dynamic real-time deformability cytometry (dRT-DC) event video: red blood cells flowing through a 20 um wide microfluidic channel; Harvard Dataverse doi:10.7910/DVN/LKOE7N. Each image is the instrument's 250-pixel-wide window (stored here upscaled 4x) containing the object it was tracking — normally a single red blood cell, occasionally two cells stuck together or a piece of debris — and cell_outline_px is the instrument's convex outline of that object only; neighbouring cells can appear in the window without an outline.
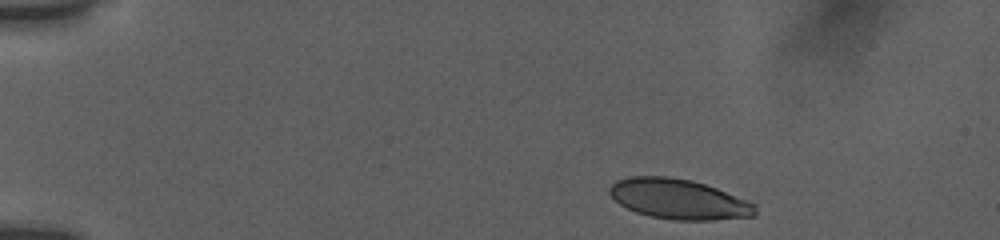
{"species": "human", "species_latin": "Homo sapiens", "temperature_condition": "room temperature", "stored_images_in_passage": 28, "camera_frame_rate_fps": 3000, "um_per_image_px": 0.085, "donor": {"sex": "female"}, "frame": {"image": 1, "passage_image": 1, "time_ms": 0.0, "image_size_px": [1000, 240], "cell_outline_px": [[756, 216], [712, 220], [676, 220], [652, 216], [636, 212], [620, 204], [608, 192], [608, 188], [616, 180], [628, 176], [668, 176], [692, 180], [716, 188], [756, 204]], "centroid_in_image_um": [57.68, 16.92], "position_along_channel_um": 27.3, "area_um2": 33.93}}
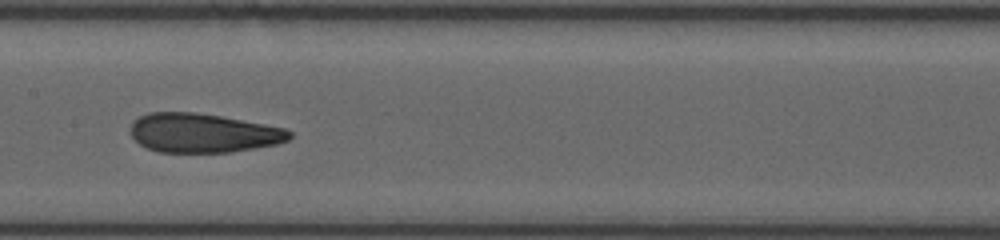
{"frame": {"image": 2, "passage_image": 16, "time_ms": 6.667, "image_size_px": [1000, 240], "cell_outline_px": [[292, 136], [288, 140], [276, 144], [256, 148], [228, 152], [160, 152], [148, 148], [140, 144], [132, 136], [132, 120], [148, 112], [196, 112], [220, 116], [264, 124], [284, 128], [292, 132]], "centroid_in_image_um": [17.26, 11.3], "position_along_channel_um": 190.1, "area_um2": 36.07}}
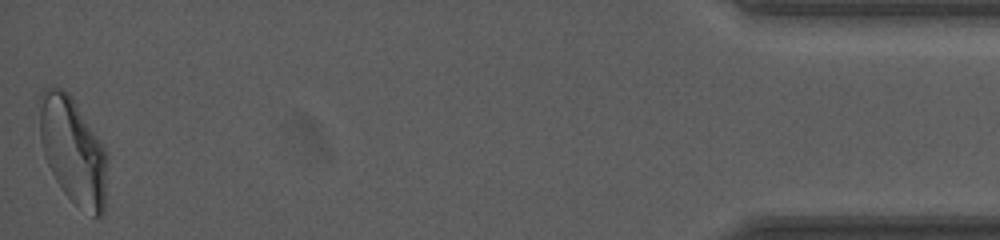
{"frame": {"image": 3, "passage_image": 28, "time_ms": 15.0, "image_size_px": [1000, 240], "cell_outline_px": [[108, 160], [104, 212], [100, 216], [92, 216], [76, 204], [60, 188], [44, 156], [40, 140], [40, 92], [44, 88], [60, 88], [68, 92], [72, 96], [108, 152]], "centroid_in_image_um": [6.23, 12.8], "position_along_channel_um": 429.0, "area_um2": 42.19}, "authors_computed_cell_mechanics": {"area_um2": 36.5296, "velocity_mm_per_s": 3.8468, "shape_relaxation_time_tau1_ms": null, "shape_relaxation_time_tau2_ms": 1.2396, "deformation_change_tau1": null, "deformation_change_tau2": 0.0755}}